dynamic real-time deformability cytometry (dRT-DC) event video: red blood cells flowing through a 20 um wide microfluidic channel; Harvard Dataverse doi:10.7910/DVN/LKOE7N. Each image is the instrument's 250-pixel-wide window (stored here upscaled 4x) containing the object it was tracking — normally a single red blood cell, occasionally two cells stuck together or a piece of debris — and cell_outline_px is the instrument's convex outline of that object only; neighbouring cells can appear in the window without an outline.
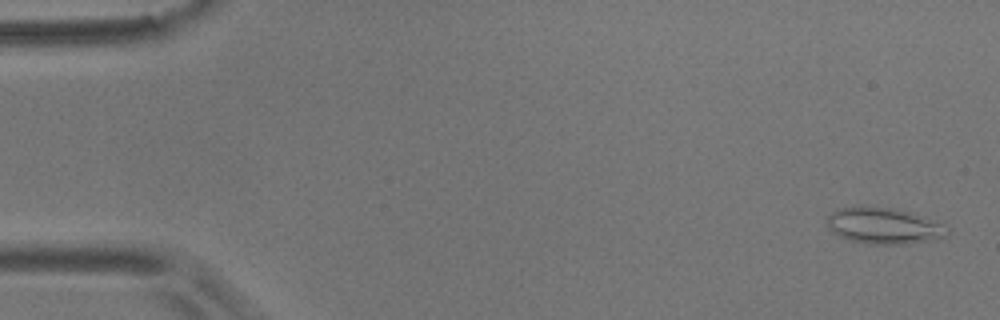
{"species": "common noctule bat (a hibernating species)", "species_latin": "Nyctalus noctula", "temperature_condition": "room temperature", "stored_images_in_passage": 5, "camera_frame_rate_fps": 3000, "um_per_image_px": 0.085, "animal": {"sex": "male", "body_mass_g": 17.9}, "frame": {"image": 1, "passage_image": 1, "time_ms": 0.0, "image_size_px": [1000, 320], "cell_outline_px": [[948, 232], [944, 236], [932, 240], [908, 244], [868, 244], [848, 240], [832, 232], [828, 228], [828, 216], [832, 212], [840, 208], [892, 208], [912, 212], [948, 224]], "centroid_in_image_um": [75.2, 19.22], "position_along_channel_um": 9.8, "area_um2": 25.26}}